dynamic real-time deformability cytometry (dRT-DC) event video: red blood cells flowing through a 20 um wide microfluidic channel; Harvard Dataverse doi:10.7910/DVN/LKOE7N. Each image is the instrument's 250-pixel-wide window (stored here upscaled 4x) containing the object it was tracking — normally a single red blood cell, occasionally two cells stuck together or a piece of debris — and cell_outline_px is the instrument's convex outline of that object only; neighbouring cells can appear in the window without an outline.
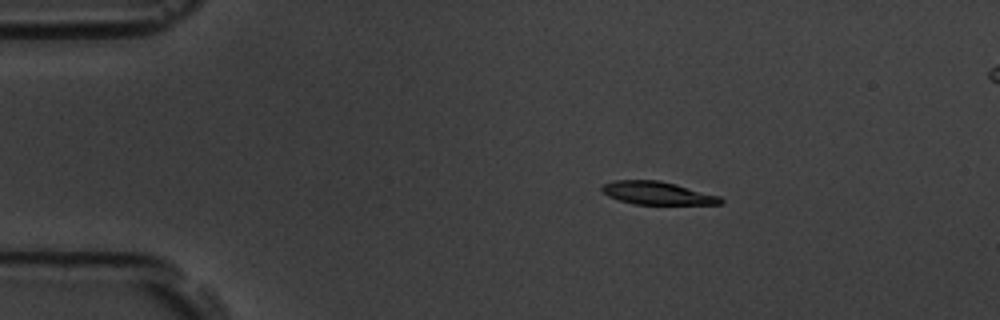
{"species": "common noctule bat (a hibernating species)", "species_latin": "Nyctalus noctula", "temperature_condition": "room temperature", "stored_images_in_passage": 4, "camera_frame_rate_fps": 3000, "um_per_image_px": 0.085, "animal": {"sex": "male", "body_mass_g": 19.5, "forearm_length_mm": 54.6}, "frame": {"image": 1, "passage_image": 1, "time_ms": 0.0, "image_size_px": [1000, 320], "cell_outline_px": [[724, 204], [632, 204], [608, 196], [600, 188], [604, 184], [616, 180], [660, 180], [676, 184], [720, 196], [724, 200]], "centroid_in_image_um": [55.9, 16.41], "position_along_channel_um": 29.1, "area_um2": 15.84}}